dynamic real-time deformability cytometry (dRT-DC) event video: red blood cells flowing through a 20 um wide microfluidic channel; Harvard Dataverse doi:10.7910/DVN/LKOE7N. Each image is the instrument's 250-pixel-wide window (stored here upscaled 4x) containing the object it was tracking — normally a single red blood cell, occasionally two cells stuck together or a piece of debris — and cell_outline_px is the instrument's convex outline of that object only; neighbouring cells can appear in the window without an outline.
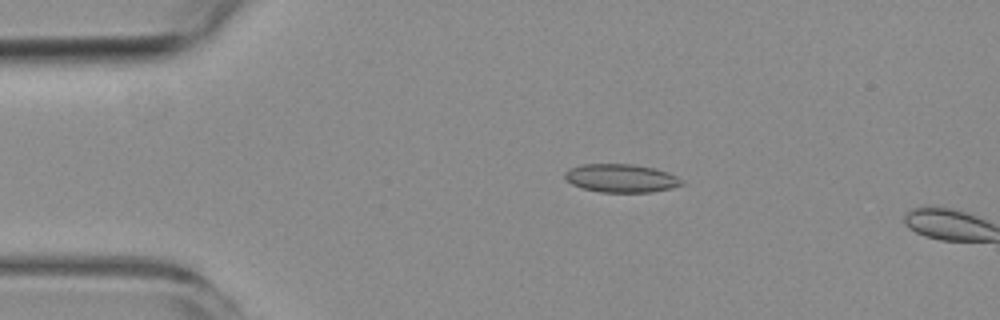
{"species": "common noctule bat (a hibernating species)", "species_latin": "Nyctalus noctula", "temperature_condition": "room temperature", "stored_images_in_passage": 3, "camera_frame_rate_fps": 3000, "um_per_image_px": 0.085, "animal": {"sex": "female", "body_mass_g": 19.3, "forearm_length_mm": 54.1}, "frame": {"image": 1, "passage_image": 2, "time_ms": 1.333, "image_size_px": [1000, 320], "cell_outline_px": [[688, 184], [672, 188], [652, 192], [600, 192], [580, 188], [564, 180], [564, 172], [568, 168], [580, 164], [632, 164], [656, 168], [668, 172], [684, 180]], "centroid_in_image_um": [52.8, 15.15], "position_along_channel_um": 32.2, "area_um2": 19.77}}